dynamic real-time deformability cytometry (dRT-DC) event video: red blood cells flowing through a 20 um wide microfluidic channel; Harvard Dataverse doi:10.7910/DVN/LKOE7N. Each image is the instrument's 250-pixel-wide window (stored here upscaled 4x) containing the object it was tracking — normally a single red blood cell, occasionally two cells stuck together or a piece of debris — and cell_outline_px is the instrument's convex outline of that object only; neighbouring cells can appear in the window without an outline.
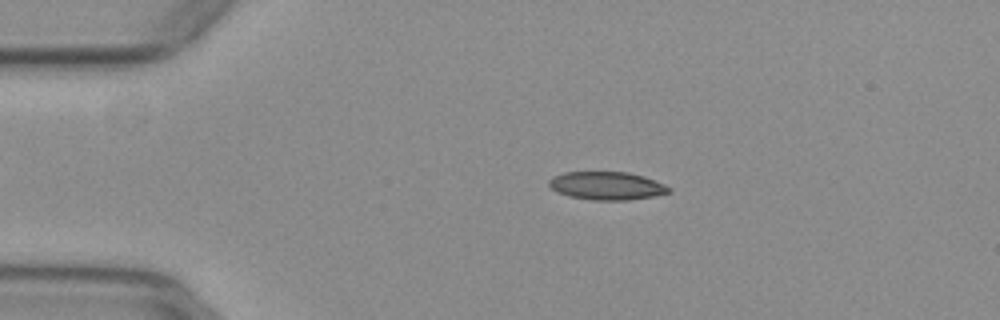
{"species": "common noctule bat (a hibernating species)", "species_latin": "Nyctalus noctula", "temperature_condition": "warm", "stored_images_in_passage": 51, "camera_frame_rate_fps": 3000, "um_per_image_px": 0.085, "animal": {"sex": "female", "body_mass_g": 29.2, "forearm_length_mm": 56.3}, "frame": {"image": 1, "passage_image": 10, "time_ms": 3.0, "image_size_px": [1000, 320], "cell_outline_px": [[672, 192], [656, 196], [628, 200], [592, 200], [568, 196], [556, 192], [548, 184], [548, 180], [552, 176], [564, 172], [628, 172], [644, 176], [664, 184], [672, 188]], "centroid_in_image_um": [51.59, 15.79], "position_along_channel_um": 33.4, "area_um2": 19.88}}
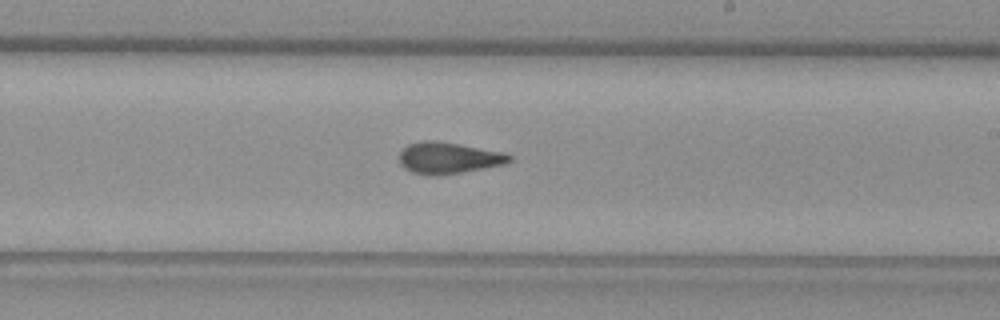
{"frame": {"image": 2, "passage_image": 30, "time_ms": 9.667, "image_size_px": [1000, 320], "cell_outline_px": [[512, 160], [504, 164], [484, 168], [440, 176], [428, 176], [412, 172], [404, 168], [400, 164], [400, 148], [408, 144], [420, 140], [436, 140], [504, 152], [512, 156]], "centroid_in_image_um": [38.08, 13.42], "position_along_channel_um": 250.9, "area_um2": 20.46}}
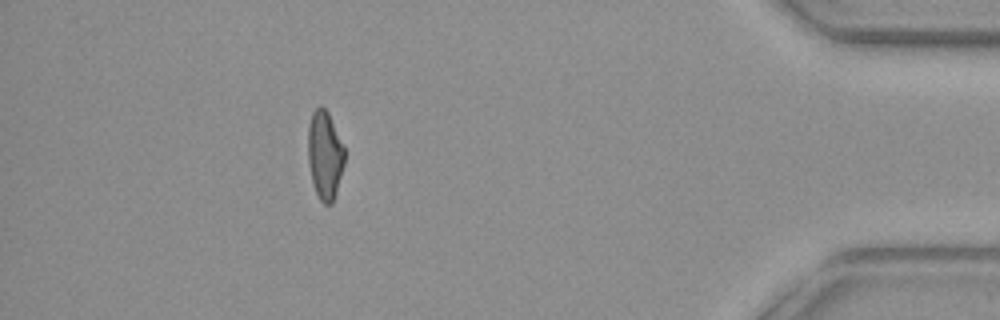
{"frame": {"image": 3, "passage_image": 46, "time_ms": 15.0, "image_size_px": [1000, 320], "cell_outline_px": [[344, 164], [336, 192], [332, 204], [324, 204], [320, 200], [316, 192], [312, 180], [308, 164], [308, 124], [312, 112], [320, 104], [328, 112], [344, 148]], "centroid_in_image_um": [27.59, 13.17], "position_along_channel_um": 407.6, "area_um2": 18.73}, "authors_computed_cell_mechanics": {"area_um2": 19.652, "velocity_mm_per_s": 3.9556, "shape_relaxation_time_tau1_ms": 9.7053, "shape_relaxation_time_tau2_ms": 1.383, "deformation_change_tau1": 0.2501, "deformation_change_tau2": 0.0952}}